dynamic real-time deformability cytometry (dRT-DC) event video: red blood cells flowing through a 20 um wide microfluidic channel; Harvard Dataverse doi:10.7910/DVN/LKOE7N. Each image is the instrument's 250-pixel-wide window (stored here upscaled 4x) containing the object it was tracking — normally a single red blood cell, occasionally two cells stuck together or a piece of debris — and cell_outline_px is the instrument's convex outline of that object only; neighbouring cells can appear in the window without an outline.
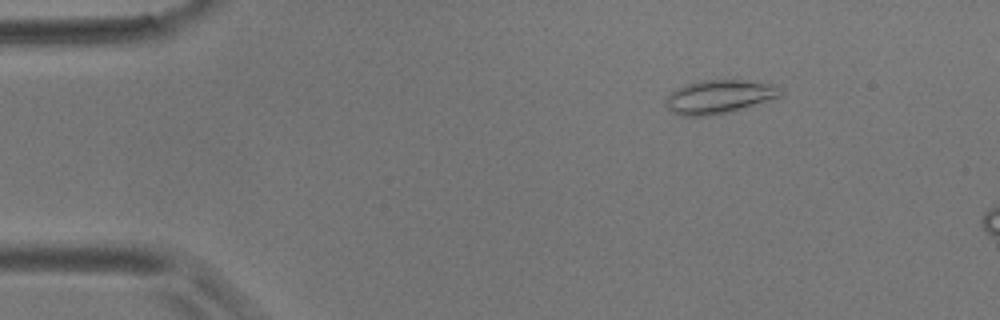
{"species": "common noctule bat (a hibernating species)", "species_latin": "Nyctalus noctula", "temperature_condition": "room temperature", "stored_images_in_passage": 13, "camera_frame_rate_fps": 3000, "um_per_image_px": 0.085, "animal": {"sex": "male", "body_mass_g": 17.9}, "frame": {"image": 1, "passage_image": 4, "time_ms": 1.0, "image_size_px": [1000, 320], "cell_outline_px": [[784, 96], [728, 112], [708, 116], [680, 116], [672, 112], [664, 104], [668, 96], [676, 88], [700, 80], [740, 80], [772, 84], [780, 88], [784, 92]], "centroid_in_image_um": [61.13, 8.23], "position_along_channel_um": 23.9, "area_um2": 22.43}}